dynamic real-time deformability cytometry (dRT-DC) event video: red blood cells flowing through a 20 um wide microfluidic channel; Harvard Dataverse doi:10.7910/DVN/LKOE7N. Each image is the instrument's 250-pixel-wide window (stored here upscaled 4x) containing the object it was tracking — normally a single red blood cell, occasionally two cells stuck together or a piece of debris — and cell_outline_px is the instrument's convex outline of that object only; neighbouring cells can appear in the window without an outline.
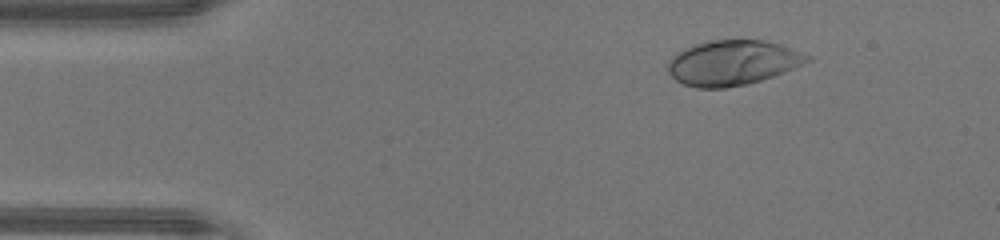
{"species": "human", "species_latin": "Homo sapiens", "temperature_condition": "warm", "stored_images_in_passage": 41, "camera_frame_rate_fps": 3000, "um_per_image_px": 0.085, "donor": {"sex": "male"}, "frame": {"image": 1, "passage_image": 1, "time_ms": 0.0, "image_size_px": [1000, 240], "cell_outline_px": [[812, 60], [784, 72], [748, 84], [724, 88], [696, 88], [684, 84], [676, 80], [668, 72], [668, 60], [676, 52], [684, 48], [708, 40], [764, 40], [780, 44], [812, 56]], "centroid_in_image_um": [62.26, 5.33], "position_along_channel_um": 22.7, "area_um2": 36.59}}
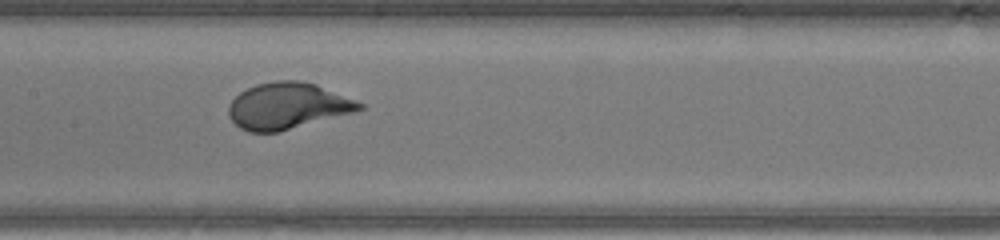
{"frame": {"image": 2, "passage_image": 17, "time_ms": 5.333, "image_size_px": [1000, 240], "cell_outline_px": [[364, 108], [356, 112], [280, 132], [248, 132], [240, 128], [232, 120], [228, 112], [228, 108], [232, 100], [240, 92], [256, 84], [276, 80], [300, 80], [316, 84], [364, 104]], "centroid_in_image_um": [24.45, 9.01], "position_along_channel_um": 182.9, "area_um2": 35.37}}
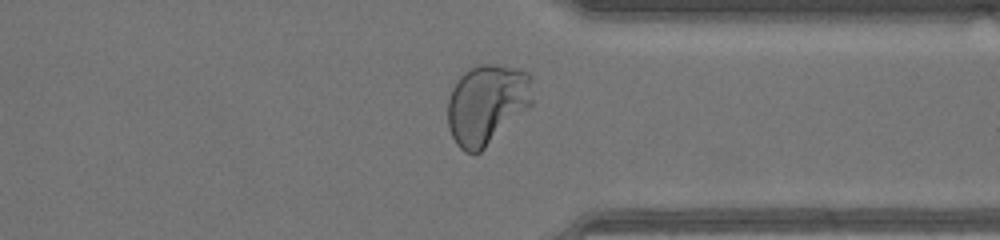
{"frame": {"image": 3, "passage_image": 30, "time_ms": 9.667, "image_size_px": [1000, 240], "cell_outline_px": [[532, 104], [528, 108], [480, 152], [464, 152], [456, 144], [448, 128], [448, 100], [452, 88], [456, 80], [464, 72], [476, 64], [496, 64], [528, 72], [532, 80]], "centroid_in_image_um": [41.36, 8.84], "position_along_channel_um": 370.0, "area_um2": 39.54}, "authors_computed_cell_mechanics": {"area_um2": 35.4892, "velocity_mm_per_s": 4.387, "shape_relaxation_time_tau1_ms": 2.1362, "shape_relaxation_time_tau2_ms": null, "deformation_change_tau1": 0.2003, "deformation_change_tau2": null}}